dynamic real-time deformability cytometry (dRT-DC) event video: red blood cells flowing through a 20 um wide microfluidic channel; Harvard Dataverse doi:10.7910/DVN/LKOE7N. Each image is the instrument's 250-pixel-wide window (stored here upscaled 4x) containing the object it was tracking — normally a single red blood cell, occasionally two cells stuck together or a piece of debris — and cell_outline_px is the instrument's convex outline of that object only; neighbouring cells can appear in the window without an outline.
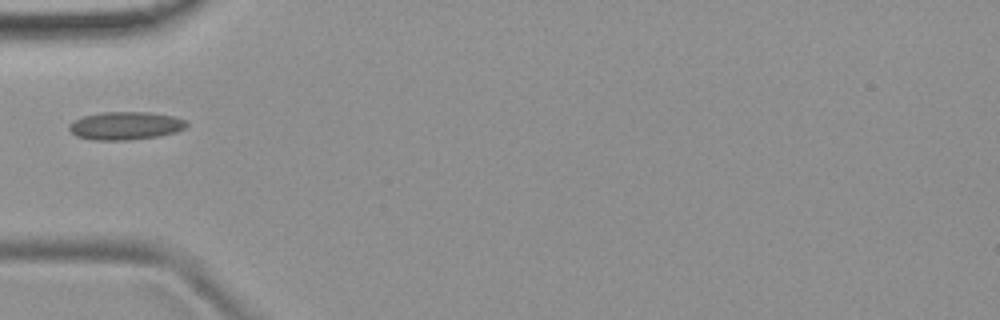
{"species": "common noctule bat (a hibernating species)", "species_latin": "Nyctalus noctula", "temperature_condition": "room temperature", "stored_images_in_passage": 43, "camera_frame_rate_fps": 3000, "um_per_image_px": 0.085, "animal": {"sex": "female", "body_mass_g": 19.9}, "frame": {"image": 1, "passage_image": 1, "time_ms": 0.0, "image_size_px": [1000, 320], "cell_outline_px": [[188, 124], [184, 128], [176, 132], [160, 136], [128, 140], [92, 140], [76, 136], [68, 128], [68, 124], [84, 116], [100, 112], [148, 112], [172, 116], [184, 120]], "centroid_in_image_um": [10.65, 10.69], "position_along_channel_um": 74.4, "area_um2": 19.13}}
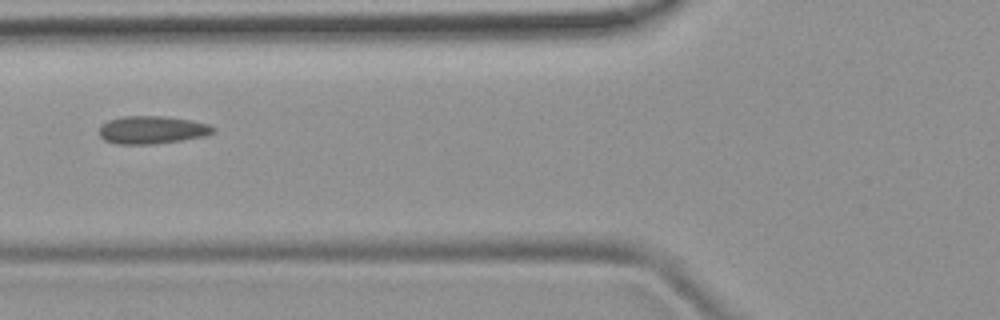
{"frame": {"image": 2, "passage_image": 4, "time_ms": 1.0, "image_size_px": [1000, 320], "cell_outline_px": [[216, 128], [208, 136], [152, 144], [116, 144], [104, 140], [100, 136], [100, 128], [108, 120], [124, 116], [164, 116], [188, 120], [208, 124]], "centroid_in_image_um": [12.92, 11.04], "position_along_channel_um": 112.9, "area_um2": 18.32}}